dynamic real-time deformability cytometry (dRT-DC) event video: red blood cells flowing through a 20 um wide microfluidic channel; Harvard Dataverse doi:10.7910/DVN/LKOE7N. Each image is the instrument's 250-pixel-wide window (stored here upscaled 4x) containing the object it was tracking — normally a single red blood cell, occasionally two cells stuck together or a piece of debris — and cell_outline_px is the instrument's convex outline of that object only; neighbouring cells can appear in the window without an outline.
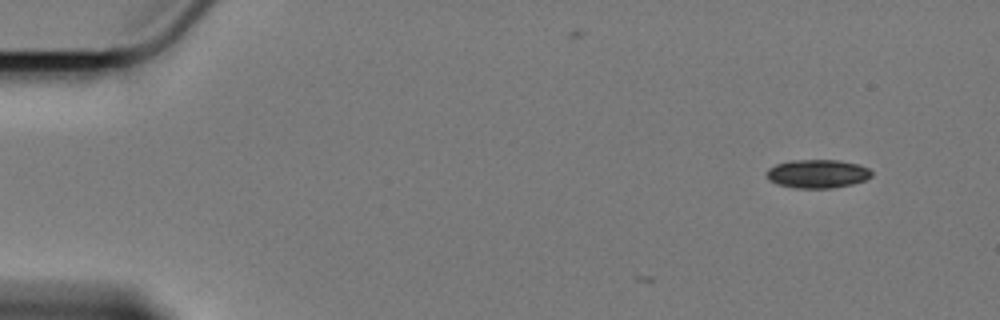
{"species": "Egyptian fruit bat (a non-hibernating species)", "species_latin": "Rousettus aegyptiacus", "temperature_condition": "cold", "stored_images_in_passage": 2, "camera_frame_rate_fps": 3000, "um_per_image_px": 0.085, "animal": {"sex": "female"}, "frame": {"image": 1, "passage_image": 2, "time_ms": 0.333, "image_size_px": [1000, 320], "cell_outline_px": [[872, 176], [864, 180], [852, 184], [832, 188], [796, 188], [776, 184], [768, 180], [764, 172], [768, 168], [776, 164], [788, 160], [840, 160], [856, 164], [868, 168], [872, 172]], "centroid_in_image_um": [69.43, 14.77], "position_along_channel_um": 15.6, "area_um2": 17.63}}